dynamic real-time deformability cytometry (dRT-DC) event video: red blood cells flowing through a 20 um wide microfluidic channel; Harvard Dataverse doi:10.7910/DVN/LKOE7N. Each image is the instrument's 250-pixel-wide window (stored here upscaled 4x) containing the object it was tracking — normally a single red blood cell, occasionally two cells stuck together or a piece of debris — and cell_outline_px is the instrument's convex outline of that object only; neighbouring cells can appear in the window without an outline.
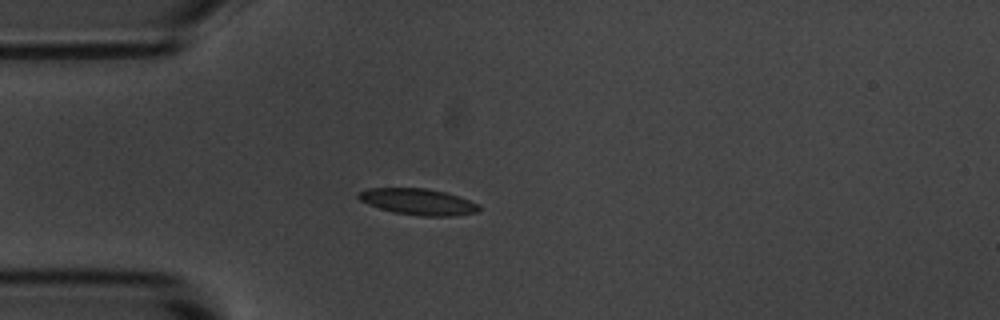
{"species": "common noctule bat (a hibernating species)", "species_latin": "Nyctalus noctula", "temperature_condition": "room temperature", "stored_images_in_passage": 4, "camera_frame_rate_fps": 3000, "um_per_image_px": 0.085, "animal": {"sex": "male", "body_mass_g": 20.1, "forearm_length_mm": 53.5}, "frame": {"image": 1, "passage_image": 4, "time_ms": 3.333, "image_size_px": [1000, 320], "cell_outline_px": [[480, 208], [476, 212], [452, 216], [420, 216], [392, 212], [368, 204], [360, 200], [356, 196], [356, 192], [368, 188], [424, 188], [444, 192], [460, 196], [476, 204]], "centroid_in_image_um": [35.47, 17.14], "position_along_channel_um": 49.5, "area_um2": 18.38}}